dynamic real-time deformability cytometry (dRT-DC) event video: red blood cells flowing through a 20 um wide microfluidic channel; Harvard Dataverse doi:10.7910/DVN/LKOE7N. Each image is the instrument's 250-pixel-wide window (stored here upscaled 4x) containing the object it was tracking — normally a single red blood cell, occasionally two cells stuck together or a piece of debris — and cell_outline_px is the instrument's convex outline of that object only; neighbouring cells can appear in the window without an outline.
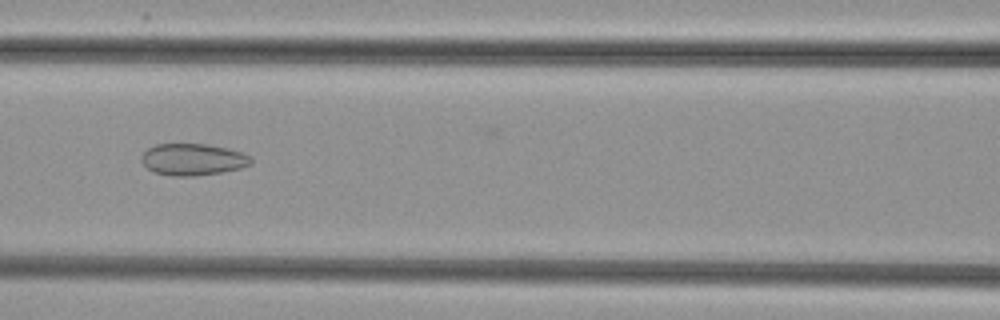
{"species": "common noctule bat (a hibernating species)", "species_latin": "Nyctalus noctula", "temperature_condition": "cold", "stored_images_in_passage": 37, "camera_frame_rate_fps": 3000, "um_per_image_px": 0.085, "animal": {"sex": "female", "body_mass_g": 29.2, "forearm_length_mm": 56.3}, "frame": {"image": 1, "passage_image": 8, "time_ms": 2.333, "image_size_px": [1000, 320], "cell_outline_px": [[252, 164], [240, 168], [220, 172], [196, 176], [172, 176], [152, 172], [140, 160], [140, 156], [148, 148], [156, 144], [208, 144], [228, 148], [240, 152], [248, 156], [252, 160]], "centroid_in_image_um": [16.36, 13.55], "position_along_channel_um": 150.2, "area_um2": 20.29}}
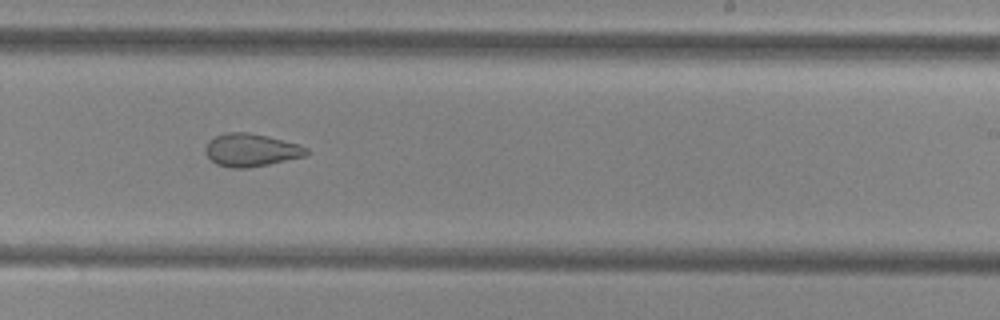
{"frame": {"image": 2, "passage_image": 17, "time_ms": 5.333, "image_size_px": [1000, 320], "cell_outline_px": [[308, 152], [304, 156], [268, 164], [248, 168], [232, 168], [216, 164], [204, 152], [204, 148], [216, 136], [228, 132], [248, 132], [268, 136], [300, 144], [308, 148]], "centroid_in_image_um": [21.35, 12.75], "position_along_channel_um": 267.6, "area_um2": 19.19}}
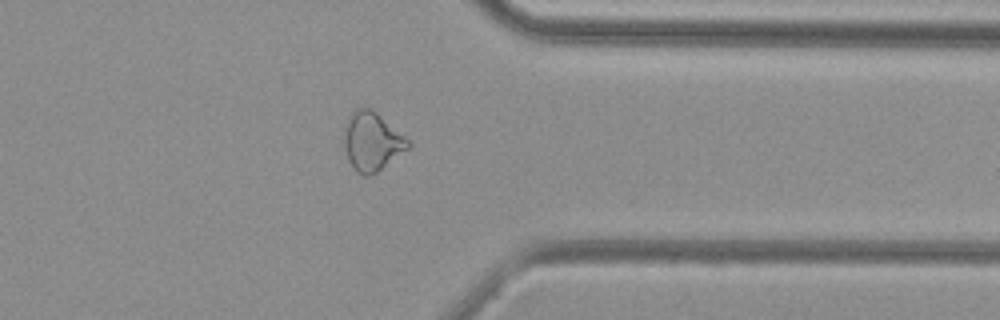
{"frame": {"image": 3, "passage_image": 26, "time_ms": 8.333, "image_size_px": [1000, 320], "cell_outline_px": [[412, 144], [408, 148], [372, 176], [364, 176], [356, 172], [348, 160], [344, 144], [344, 128], [348, 116], [356, 108], [364, 104], [372, 108], [408, 140]], "centroid_in_image_um": [31.57, 12.0], "position_along_channel_um": 379.8, "area_um2": 21.96}}